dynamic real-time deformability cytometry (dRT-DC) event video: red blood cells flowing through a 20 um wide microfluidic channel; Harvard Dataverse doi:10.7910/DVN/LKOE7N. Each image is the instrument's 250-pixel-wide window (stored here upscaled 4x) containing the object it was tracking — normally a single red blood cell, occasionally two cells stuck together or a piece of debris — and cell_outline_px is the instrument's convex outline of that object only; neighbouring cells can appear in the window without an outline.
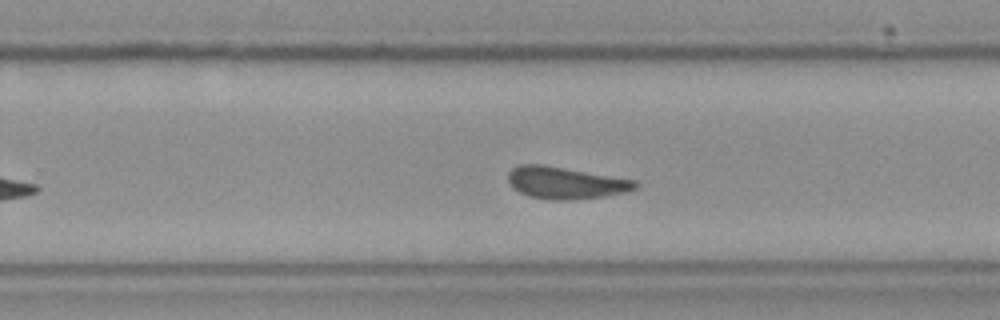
{"species": "Egyptian fruit bat (a non-hibernating species)", "species_latin": "Rousettus aegyptiacus", "temperature_condition": "cold", "stored_images_in_passage": 31, "camera_frame_rate_fps": 3000, "um_per_image_px": 0.085, "frame": {"image": 1, "passage_image": 22, "time_ms": 7.0, "image_size_px": [1000, 320], "cell_outline_px": [[640, 184], [636, 188], [624, 192], [604, 196], [572, 200], [548, 200], [528, 196], [520, 192], [508, 180], [508, 172], [516, 164], [544, 164], [636, 180]], "centroid_in_image_um": [48.07, 15.53], "position_along_channel_um": 281.7, "area_um2": 23.81}, "authors_computed_cell_mechanics": {"area_um2": 23.1778, "velocity_mm_per_s": 3.5465, "shape_relaxation_time_tau1_ms": 9.5722, "shape_relaxation_time_tau2_ms": 0.6994, "deformation_change_tau1": 0.1379, "deformation_change_tau2": 0.0295}}